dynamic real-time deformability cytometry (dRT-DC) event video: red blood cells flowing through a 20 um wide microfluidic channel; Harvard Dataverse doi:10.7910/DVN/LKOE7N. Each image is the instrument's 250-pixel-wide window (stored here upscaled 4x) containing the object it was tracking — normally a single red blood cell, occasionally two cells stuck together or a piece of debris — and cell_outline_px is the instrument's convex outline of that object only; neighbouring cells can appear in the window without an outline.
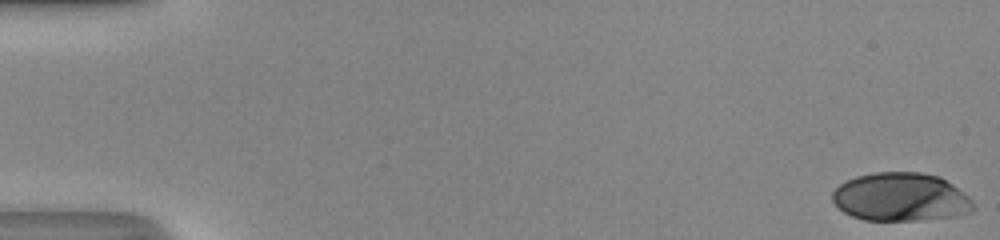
{"species": "human", "species_latin": "Homo sapiens", "temperature_condition": "room temperature", "stored_images_in_passage": 51, "camera_frame_rate_fps": 3000, "um_per_image_px": 0.085, "donor": {"sex": "male"}, "frame": {"image": 1, "passage_image": 1, "time_ms": 0.0, "image_size_px": [1000, 240], "cell_outline_px": [[976, 208], [972, 212], [960, 216], [916, 220], [864, 220], [852, 216], [844, 212], [832, 200], [832, 192], [840, 184], [856, 176], [876, 172], [920, 172], [940, 176], [964, 192], [972, 200]], "centroid_in_image_um": [76.61, 16.75], "position_along_channel_um": 8.4, "area_um2": 39.94}}
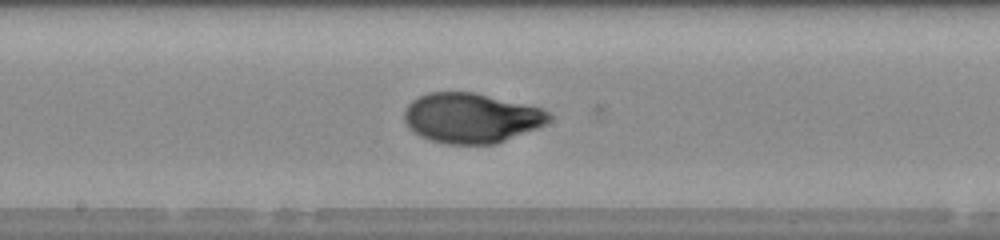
{"frame": {"image": 2, "passage_image": 28, "time_ms": 9.0, "image_size_px": [1000, 240], "cell_outline_px": [[552, 120], [536, 128], [496, 144], [444, 144], [420, 136], [408, 128], [404, 120], [404, 108], [412, 100], [428, 92], [472, 92], [540, 108], [548, 112], [552, 116]], "centroid_in_image_um": [40.01, 10.04], "position_along_channel_um": 208.2, "area_um2": 41.91}}
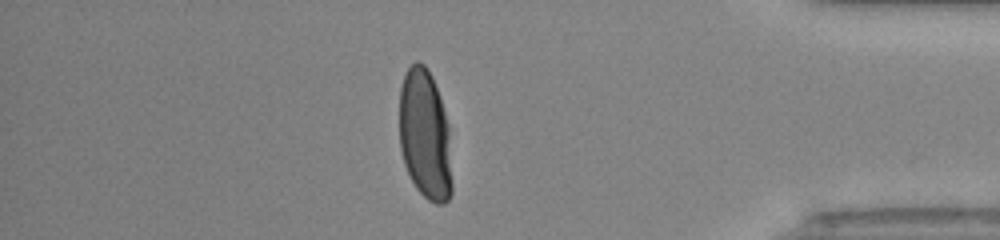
{"frame": {"image": 3, "passage_image": 44, "time_ms": 14.333, "image_size_px": [1000, 240], "cell_outline_px": [[452, 192], [448, 200], [444, 204], [436, 204], [428, 200], [416, 188], [404, 164], [400, 148], [400, 88], [404, 76], [408, 68], [416, 60], [424, 64], [432, 76], [448, 124], [452, 184]], "centroid_in_image_um": [36.12, 11.49], "position_along_channel_um": 399.1, "area_um2": 39.77}, "authors_computed_cell_mechanics": {"area_um2": 41.0958, "velocity_mm_per_s": 4.1837, "shape_relaxation_time_tau1_ms": 3.8984, "shape_relaxation_time_tau2_ms": null, "deformation_change_tau1": 0.2119, "deformation_change_tau2": null}}